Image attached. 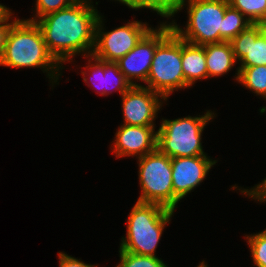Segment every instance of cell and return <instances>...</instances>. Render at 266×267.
Instances as JSON below:
<instances>
[{"label": "cell", "mask_w": 266, "mask_h": 267, "mask_svg": "<svg viewBox=\"0 0 266 267\" xmlns=\"http://www.w3.org/2000/svg\"><path fill=\"white\" fill-rule=\"evenodd\" d=\"M137 159L141 187L137 201L160 204L174 211L171 158L156 148Z\"/></svg>", "instance_id": "cell-7"}, {"label": "cell", "mask_w": 266, "mask_h": 267, "mask_svg": "<svg viewBox=\"0 0 266 267\" xmlns=\"http://www.w3.org/2000/svg\"><path fill=\"white\" fill-rule=\"evenodd\" d=\"M172 30L170 23L161 22L160 26L152 28L132 50L116 62L132 86H140L136 80L146 84L156 47Z\"/></svg>", "instance_id": "cell-9"}, {"label": "cell", "mask_w": 266, "mask_h": 267, "mask_svg": "<svg viewBox=\"0 0 266 267\" xmlns=\"http://www.w3.org/2000/svg\"><path fill=\"white\" fill-rule=\"evenodd\" d=\"M230 43L239 67L266 66V44L256 24L240 32Z\"/></svg>", "instance_id": "cell-14"}, {"label": "cell", "mask_w": 266, "mask_h": 267, "mask_svg": "<svg viewBox=\"0 0 266 267\" xmlns=\"http://www.w3.org/2000/svg\"><path fill=\"white\" fill-rule=\"evenodd\" d=\"M197 267H209V266L208 264H206L204 260H202V262H200V264Z\"/></svg>", "instance_id": "cell-29"}, {"label": "cell", "mask_w": 266, "mask_h": 267, "mask_svg": "<svg viewBox=\"0 0 266 267\" xmlns=\"http://www.w3.org/2000/svg\"><path fill=\"white\" fill-rule=\"evenodd\" d=\"M76 0H36L35 4V17L26 19L28 21L34 22L47 14L57 12L61 9L69 7Z\"/></svg>", "instance_id": "cell-23"}, {"label": "cell", "mask_w": 266, "mask_h": 267, "mask_svg": "<svg viewBox=\"0 0 266 267\" xmlns=\"http://www.w3.org/2000/svg\"><path fill=\"white\" fill-rule=\"evenodd\" d=\"M103 22L100 14L95 26V46L92 54L107 62H117L152 29L146 22L137 20L108 32L103 28Z\"/></svg>", "instance_id": "cell-8"}, {"label": "cell", "mask_w": 266, "mask_h": 267, "mask_svg": "<svg viewBox=\"0 0 266 267\" xmlns=\"http://www.w3.org/2000/svg\"><path fill=\"white\" fill-rule=\"evenodd\" d=\"M182 0H130L126 6L131 9H149L167 19L175 17Z\"/></svg>", "instance_id": "cell-19"}, {"label": "cell", "mask_w": 266, "mask_h": 267, "mask_svg": "<svg viewBox=\"0 0 266 267\" xmlns=\"http://www.w3.org/2000/svg\"><path fill=\"white\" fill-rule=\"evenodd\" d=\"M215 116L207 110L201 116L188 115L174 120L162 118L157 130V148L170 158L207 155L201 137L206 124Z\"/></svg>", "instance_id": "cell-5"}, {"label": "cell", "mask_w": 266, "mask_h": 267, "mask_svg": "<svg viewBox=\"0 0 266 267\" xmlns=\"http://www.w3.org/2000/svg\"><path fill=\"white\" fill-rule=\"evenodd\" d=\"M146 86L168 100L174 91L185 88L181 60V38L172 30L156 47Z\"/></svg>", "instance_id": "cell-6"}, {"label": "cell", "mask_w": 266, "mask_h": 267, "mask_svg": "<svg viewBox=\"0 0 266 267\" xmlns=\"http://www.w3.org/2000/svg\"><path fill=\"white\" fill-rule=\"evenodd\" d=\"M231 190H240V193H242V195L244 194L245 196L247 195V197L249 196L250 198H252L253 200L255 199V201H259L260 203H265L266 202V178L262 180V182H260L259 184H256L254 187L250 188V189H245L242 187L238 188V186H236V184L234 186L231 187Z\"/></svg>", "instance_id": "cell-24"}, {"label": "cell", "mask_w": 266, "mask_h": 267, "mask_svg": "<svg viewBox=\"0 0 266 267\" xmlns=\"http://www.w3.org/2000/svg\"><path fill=\"white\" fill-rule=\"evenodd\" d=\"M0 66L40 68L52 86L61 76L63 67L49 53L40 28L35 22L19 19L11 26ZM52 81V82H51Z\"/></svg>", "instance_id": "cell-2"}, {"label": "cell", "mask_w": 266, "mask_h": 267, "mask_svg": "<svg viewBox=\"0 0 266 267\" xmlns=\"http://www.w3.org/2000/svg\"><path fill=\"white\" fill-rule=\"evenodd\" d=\"M217 161L207 155L171 158L174 211L179 201L206 179Z\"/></svg>", "instance_id": "cell-11"}, {"label": "cell", "mask_w": 266, "mask_h": 267, "mask_svg": "<svg viewBox=\"0 0 266 267\" xmlns=\"http://www.w3.org/2000/svg\"><path fill=\"white\" fill-rule=\"evenodd\" d=\"M114 1L122 3L123 5H126L130 0H114Z\"/></svg>", "instance_id": "cell-30"}, {"label": "cell", "mask_w": 266, "mask_h": 267, "mask_svg": "<svg viewBox=\"0 0 266 267\" xmlns=\"http://www.w3.org/2000/svg\"><path fill=\"white\" fill-rule=\"evenodd\" d=\"M8 7L3 4H0V20L10 11Z\"/></svg>", "instance_id": "cell-28"}, {"label": "cell", "mask_w": 266, "mask_h": 267, "mask_svg": "<svg viewBox=\"0 0 266 267\" xmlns=\"http://www.w3.org/2000/svg\"><path fill=\"white\" fill-rule=\"evenodd\" d=\"M203 47L205 49L208 78L229 73L237 62L229 41L208 43Z\"/></svg>", "instance_id": "cell-16"}, {"label": "cell", "mask_w": 266, "mask_h": 267, "mask_svg": "<svg viewBox=\"0 0 266 267\" xmlns=\"http://www.w3.org/2000/svg\"><path fill=\"white\" fill-rule=\"evenodd\" d=\"M252 24L266 21V0H228Z\"/></svg>", "instance_id": "cell-20"}, {"label": "cell", "mask_w": 266, "mask_h": 267, "mask_svg": "<svg viewBox=\"0 0 266 267\" xmlns=\"http://www.w3.org/2000/svg\"><path fill=\"white\" fill-rule=\"evenodd\" d=\"M120 263L116 267H168L158 257L139 255L119 249Z\"/></svg>", "instance_id": "cell-21"}, {"label": "cell", "mask_w": 266, "mask_h": 267, "mask_svg": "<svg viewBox=\"0 0 266 267\" xmlns=\"http://www.w3.org/2000/svg\"><path fill=\"white\" fill-rule=\"evenodd\" d=\"M92 4V0H76L69 7L34 21L49 53L62 67L78 54L85 58L93 53L100 12Z\"/></svg>", "instance_id": "cell-1"}, {"label": "cell", "mask_w": 266, "mask_h": 267, "mask_svg": "<svg viewBox=\"0 0 266 267\" xmlns=\"http://www.w3.org/2000/svg\"><path fill=\"white\" fill-rule=\"evenodd\" d=\"M251 257L256 267H266V229L262 232L245 235Z\"/></svg>", "instance_id": "cell-22"}, {"label": "cell", "mask_w": 266, "mask_h": 267, "mask_svg": "<svg viewBox=\"0 0 266 267\" xmlns=\"http://www.w3.org/2000/svg\"><path fill=\"white\" fill-rule=\"evenodd\" d=\"M85 57L88 58V64L85 66V69L89 71H81L83 80L88 87L92 86L95 90L98 89L96 93L99 95L106 96L115 91V89L119 91L120 95H122L132 86L126 80L124 74L119 70L116 62L100 60L93 56V54ZM86 76L89 77L86 78ZM95 79L97 81H95ZM96 82H98V84Z\"/></svg>", "instance_id": "cell-13"}, {"label": "cell", "mask_w": 266, "mask_h": 267, "mask_svg": "<svg viewBox=\"0 0 266 267\" xmlns=\"http://www.w3.org/2000/svg\"><path fill=\"white\" fill-rule=\"evenodd\" d=\"M174 211L156 203L136 202L127 218L126 236L122 237L120 250L139 255H156L164 228Z\"/></svg>", "instance_id": "cell-3"}, {"label": "cell", "mask_w": 266, "mask_h": 267, "mask_svg": "<svg viewBox=\"0 0 266 267\" xmlns=\"http://www.w3.org/2000/svg\"><path fill=\"white\" fill-rule=\"evenodd\" d=\"M259 27L260 36L266 44V21L255 23Z\"/></svg>", "instance_id": "cell-27"}, {"label": "cell", "mask_w": 266, "mask_h": 267, "mask_svg": "<svg viewBox=\"0 0 266 267\" xmlns=\"http://www.w3.org/2000/svg\"><path fill=\"white\" fill-rule=\"evenodd\" d=\"M235 80L266 100V66L238 67Z\"/></svg>", "instance_id": "cell-17"}, {"label": "cell", "mask_w": 266, "mask_h": 267, "mask_svg": "<svg viewBox=\"0 0 266 267\" xmlns=\"http://www.w3.org/2000/svg\"><path fill=\"white\" fill-rule=\"evenodd\" d=\"M186 4H188L186 27L181 28L175 20H172L170 24L173 31L184 41L196 45L223 42V18L229 1L182 0L178 12Z\"/></svg>", "instance_id": "cell-4"}, {"label": "cell", "mask_w": 266, "mask_h": 267, "mask_svg": "<svg viewBox=\"0 0 266 267\" xmlns=\"http://www.w3.org/2000/svg\"><path fill=\"white\" fill-rule=\"evenodd\" d=\"M121 98L123 123L130 126H155L158 111L163 101H167L144 85L131 86Z\"/></svg>", "instance_id": "cell-10"}, {"label": "cell", "mask_w": 266, "mask_h": 267, "mask_svg": "<svg viewBox=\"0 0 266 267\" xmlns=\"http://www.w3.org/2000/svg\"><path fill=\"white\" fill-rule=\"evenodd\" d=\"M181 60L185 89L190 88L197 80L208 79L203 45H196L181 39Z\"/></svg>", "instance_id": "cell-15"}, {"label": "cell", "mask_w": 266, "mask_h": 267, "mask_svg": "<svg viewBox=\"0 0 266 267\" xmlns=\"http://www.w3.org/2000/svg\"><path fill=\"white\" fill-rule=\"evenodd\" d=\"M250 25L252 23L239 10L229 4L223 18V41L230 42Z\"/></svg>", "instance_id": "cell-18"}, {"label": "cell", "mask_w": 266, "mask_h": 267, "mask_svg": "<svg viewBox=\"0 0 266 267\" xmlns=\"http://www.w3.org/2000/svg\"><path fill=\"white\" fill-rule=\"evenodd\" d=\"M155 126H130L122 124L115 133L112 153L116 158H140L157 148Z\"/></svg>", "instance_id": "cell-12"}, {"label": "cell", "mask_w": 266, "mask_h": 267, "mask_svg": "<svg viewBox=\"0 0 266 267\" xmlns=\"http://www.w3.org/2000/svg\"><path fill=\"white\" fill-rule=\"evenodd\" d=\"M59 267H98V265L86 264L80 259L69 256L64 252H58Z\"/></svg>", "instance_id": "cell-26"}, {"label": "cell", "mask_w": 266, "mask_h": 267, "mask_svg": "<svg viewBox=\"0 0 266 267\" xmlns=\"http://www.w3.org/2000/svg\"><path fill=\"white\" fill-rule=\"evenodd\" d=\"M14 13L11 12V10L0 20V61L2 59V56L4 54L5 46H6V40L8 33L10 31L11 26L18 20L14 17V20L12 19V15ZM10 20V23H9ZM13 20V21H12Z\"/></svg>", "instance_id": "cell-25"}]
</instances>
